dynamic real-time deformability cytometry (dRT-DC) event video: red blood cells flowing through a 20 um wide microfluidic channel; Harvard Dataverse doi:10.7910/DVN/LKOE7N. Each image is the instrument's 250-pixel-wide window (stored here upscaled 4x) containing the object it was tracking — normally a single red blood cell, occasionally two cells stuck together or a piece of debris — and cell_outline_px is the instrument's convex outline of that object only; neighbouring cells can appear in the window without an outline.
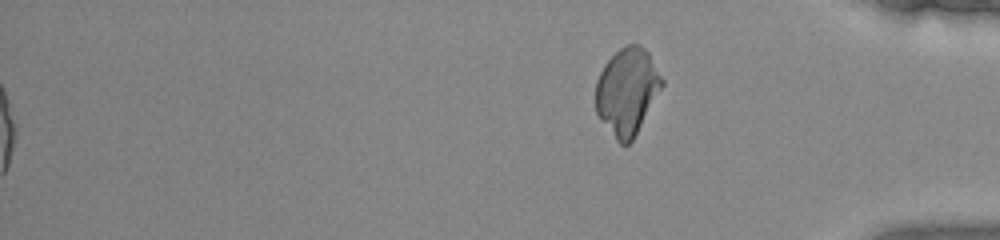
{"species": "common noctule bat (a hibernating species)", "species_latin": "Nyctalus noctula", "temperature_condition": "warm", "stored_images_in_passage": 54, "segment_of_instrument_passage": [2, 2], "camera_frame_rate_fps": 3000, "um_per_image_px": 0.085, "animal": {"sex": "female", "body_mass_g": 22.0, "forearm_length_mm": 56.7}, "frame": {"image": 1, "passage_image": 54, "time_ms": 17.667, "image_size_px": [1000, 240], "cell_outline_px": [[664, 84], [632, 140], [628, 144], [620, 144], [616, 140], [596, 112], [596, 80], [604, 64], [620, 48], [628, 44], [640, 44], [648, 52], [664, 80]], "centroid_in_image_um": [53.31, 7.73], "position_along_channel_um": 381.9, "area_um2": 33.12}}